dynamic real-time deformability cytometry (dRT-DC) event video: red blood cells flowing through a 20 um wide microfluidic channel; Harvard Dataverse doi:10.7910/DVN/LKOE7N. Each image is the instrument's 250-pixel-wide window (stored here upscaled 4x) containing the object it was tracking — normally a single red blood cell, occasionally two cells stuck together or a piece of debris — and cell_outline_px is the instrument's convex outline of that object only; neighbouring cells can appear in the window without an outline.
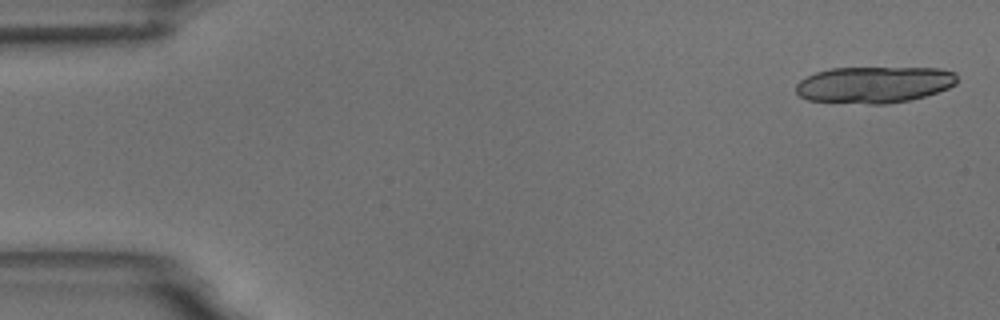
{"species": "common noctule bat (a hibernating species)", "species_latin": "Nyctalus noctula", "temperature_condition": "room temperature", "stored_images_in_passage": 18, "camera_frame_rate_fps": 3000, "um_per_image_px": 0.085, "animal": {"sex": "male", "body_mass_g": 18.8}, "frame": {"image": 1, "passage_image": 1, "time_ms": 0.0, "image_size_px": [1000, 320], "cell_outline_px": [[956, 84], [948, 88], [924, 96], [908, 100], [888, 104], [868, 104], [808, 100], [800, 96], [796, 92], [796, 84], [800, 80], [816, 72], [832, 68], [940, 68], [956, 72]], "centroid_in_image_um": [74.31, 7.19], "position_along_channel_um": 10.7, "area_um2": 34.22}}